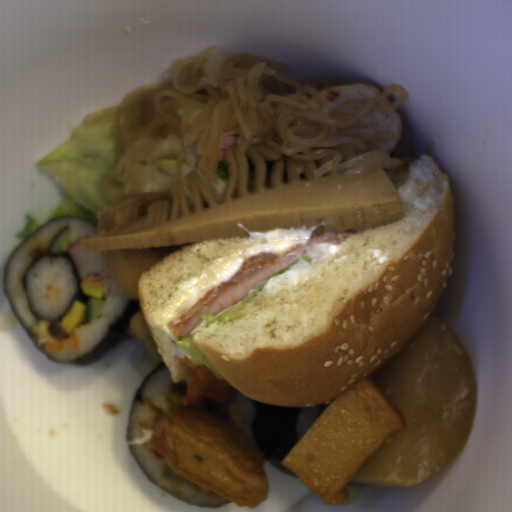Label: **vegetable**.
<instances>
[{"label":"vegetable","instance_id":"obj_1","mask_svg":"<svg viewBox=\"0 0 512 512\" xmlns=\"http://www.w3.org/2000/svg\"><path fill=\"white\" fill-rule=\"evenodd\" d=\"M112 124L113 120L91 127L78 123L70 138L37 160L36 166L52 175L63 193L62 200L41 222L33 215L24 216L11 240L21 244L30 233L61 216L85 219L98 231L96 215L112 203L102 184V175L115 166V158L124 151L113 137Z\"/></svg>","mask_w":512,"mask_h":512},{"label":"vegetable","instance_id":"obj_2","mask_svg":"<svg viewBox=\"0 0 512 512\" xmlns=\"http://www.w3.org/2000/svg\"><path fill=\"white\" fill-rule=\"evenodd\" d=\"M129 183L130 181L127 183H120L118 179L115 177L109 184L121 197L122 195L129 194Z\"/></svg>","mask_w":512,"mask_h":512}]
</instances>
